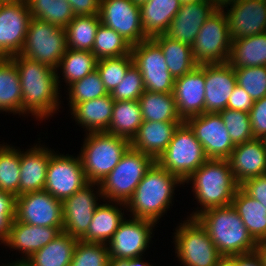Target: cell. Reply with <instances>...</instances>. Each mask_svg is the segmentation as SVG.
<instances>
[{"mask_svg":"<svg viewBox=\"0 0 266 266\" xmlns=\"http://www.w3.org/2000/svg\"><path fill=\"white\" fill-rule=\"evenodd\" d=\"M16 65L22 91V116L32 114L36 119L53 116L59 109L60 75L58 72L21 54L9 57Z\"/></svg>","mask_w":266,"mask_h":266,"instance_id":"obj_1","label":"cell"},{"mask_svg":"<svg viewBox=\"0 0 266 266\" xmlns=\"http://www.w3.org/2000/svg\"><path fill=\"white\" fill-rule=\"evenodd\" d=\"M179 184L184 185L177 176L155 162L126 203V209L132 213L130 215L133 218L146 219L157 224L172 205L175 187L180 186Z\"/></svg>","mask_w":266,"mask_h":266,"instance_id":"obj_2","label":"cell"},{"mask_svg":"<svg viewBox=\"0 0 266 266\" xmlns=\"http://www.w3.org/2000/svg\"><path fill=\"white\" fill-rule=\"evenodd\" d=\"M196 219L207 230L222 256L230 257L256 251L258 243L232 205L207 209Z\"/></svg>","mask_w":266,"mask_h":266,"instance_id":"obj_3","label":"cell"},{"mask_svg":"<svg viewBox=\"0 0 266 266\" xmlns=\"http://www.w3.org/2000/svg\"><path fill=\"white\" fill-rule=\"evenodd\" d=\"M192 183L195 199L200 210L192 212L189 218H196L211 208L231 205L240 185L234 179L228 159H208L185 182Z\"/></svg>","mask_w":266,"mask_h":266,"instance_id":"obj_4","label":"cell"},{"mask_svg":"<svg viewBox=\"0 0 266 266\" xmlns=\"http://www.w3.org/2000/svg\"><path fill=\"white\" fill-rule=\"evenodd\" d=\"M79 154L88 182L100 183L119 163L130 141L106 131L86 133Z\"/></svg>","mask_w":266,"mask_h":266,"instance_id":"obj_5","label":"cell"},{"mask_svg":"<svg viewBox=\"0 0 266 266\" xmlns=\"http://www.w3.org/2000/svg\"><path fill=\"white\" fill-rule=\"evenodd\" d=\"M155 162L149 155L130 146L117 166L99 183L102 199L127 203Z\"/></svg>","mask_w":266,"mask_h":266,"instance_id":"obj_6","label":"cell"},{"mask_svg":"<svg viewBox=\"0 0 266 266\" xmlns=\"http://www.w3.org/2000/svg\"><path fill=\"white\" fill-rule=\"evenodd\" d=\"M207 160L202 144L184 121L156 162L184 183Z\"/></svg>","mask_w":266,"mask_h":266,"instance_id":"obj_7","label":"cell"},{"mask_svg":"<svg viewBox=\"0 0 266 266\" xmlns=\"http://www.w3.org/2000/svg\"><path fill=\"white\" fill-rule=\"evenodd\" d=\"M175 253L183 266H216L223 257L211 241L207 230L196 218H187L177 226Z\"/></svg>","mask_w":266,"mask_h":266,"instance_id":"obj_8","label":"cell"},{"mask_svg":"<svg viewBox=\"0 0 266 266\" xmlns=\"http://www.w3.org/2000/svg\"><path fill=\"white\" fill-rule=\"evenodd\" d=\"M232 40L224 9L218 7L205 21L191 46L197 65L227 63Z\"/></svg>","mask_w":266,"mask_h":266,"instance_id":"obj_9","label":"cell"},{"mask_svg":"<svg viewBox=\"0 0 266 266\" xmlns=\"http://www.w3.org/2000/svg\"><path fill=\"white\" fill-rule=\"evenodd\" d=\"M67 49L64 28L32 18L20 54L57 70Z\"/></svg>","mask_w":266,"mask_h":266,"instance_id":"obj_10","label":"cell"},{"mask_svg":"<svg viewBox=\"0 0 266 266\" xmlns=\"http://www.w3.org/2000/svg\"><path fill=\"white\" fill-rule=\"evenodd\" d=\"M134 65L139 69L147 91L173 93L175 79L170 74L161 47L148 38L131 46Z\"/></svg>","mask_w":266,"mask_h":266,"instance_id":"obj_11","label":"cell"},{"mask_svg":"<svg viewBox=\"0 0 266 266\" xmlns=\"http://www.w3.org/2000/svg\"><path fill=\"white\" fill-rule=\"evenodd\" d=\"M88 183L79 155L65 156L54 151L47 166L45 191L63 202Z\"/></svg>","mask_w":266,"mask_h":266,"instance_id":"obj_12","label":"cell"},{"mask_svg":"<svg viewBox=\"0 0 266 266\" xmlns=\"http://www.w3.org/2000/svg\"><path fill=\"white\" fill-rule=\"evenodd\" d=\"M15 220L44 227H63L62 202L42 190L15 199Z\"/></svg>","mask_w":266,"mask_h":266,"instance_id":"obj_13","label":"cell"},{"mask_svg":"<svg viewBox=\"0 0 266 266\" xmlns=\"http://www.w3.org/2000/svg\"><path fill=\"white\" fill-rule=\"evenodd\" d=\"M101 24L115 30L131 46L148 39L141 26L140 6L132 0H101Z\"/></svg>","mask_w":266,"mask_h":266,"instance_id":"obj_14","label":"cell"},{"mask_svg":"<svg viewBox=\"0 0 266 266\" xmlns=\"http://www.w3.org/2000/svg\"><path fill=\"white\" fill-rule=\"evenodd\" d=\"M156 223L146 219H124L107 243L110 259H132L143 256Z\"/></svg>","mask_w":266,"mask_h":266,"instance_id":"obj_15","label":"cell"},{"mask_svg":"<svg viewBox=\"0 0 266 266\" xmlns=\"http://www.w3.org/2000/svg\"><path fill=\"white\" fill-rule=\"evenodd\" d=\"M208 159H228L236 146L219 113H202L185 121Z\"/></svg>","mask_w":266,"mask_h":266,"instance_id":"obj_16","label":"cell"},{"mask_svg":"<svg viewBox=\"0 0 266 266\" xmlns=\"http://www.w3.org/2000/svg\"><path fill=\"white\" fill-rule=\"evenodd\" d=\"M95 186H97V188H95ZM94 188L97 189V192L93 190ZM94 192H96V194ZM98 197L102 198L99 183L89 182L72 196L65 199L62 202V231L80 240L87 233L94 211L99 205V203H97Z\"/></svg>","mask_w":266,"mask_h":266,"instance_id":"obj_17","label":"cell"},{"mask_svg":"<svg viewBox=\"0 0 266 266\" xmlns=\"http://www.w3.org/2000/svg\"><path fill=\"white\" fill-rule=\"evenodd\" d=\"M31 19L26 0L0 4V58L20 54Z\"/></svg>","mask_w":266,"mask_h":266,"instance_id":"obj_18","label":"cell"},{"mask_svg":"<svg viewBox=\"0 0 266 266\" xmlns=\"http://www.w3.org/2000/svg\"><path fill=\"white\" fill-rule=\"evenodd\" d=\"M230 6V8H227ZM225 15L231 40L245 38L266 32V1L236 0L228 2ZM230 9V10H229Z\"/></svg>","mask_w":266,"mask_h":266,"instance_id":"obj_19","label":"cell"},{"mask_svg":"<svg viewBox=\"0 0 266 266\" xmlns=\"http://www.w3.org/2000/svg\"><path fill=\"white\" fill-rule=\"evenodd\" d=\"M173 96L183 121L205 113V64L197 65L191 72L176 78Z\"/></svg>","mask_w":266,"mask_h":266,"instance_id":"obj_20","label":"cell"},{"mask_svg":"<svg viewBox=\"0 0 266 266\" xmlns=\"http://www.w3.org/2000/svg\"><path fill=\"white\" fill-rule=\"evenodd\" d=\"M217 8L214 0L181 4L164 35L192 46L200 28Z\"/></svg>","mask_w":266,"mask_h":266,"instance_id":"obj_21","label":"cell"},{"mask_svg":"<svg viewBox=\"0 0 266 266\" xmlns=\"http://www.w3.org/2000/svg\"><path fill=\"white\" fill-rule=\"evenodd\" d=\"M234 68L227 63L205 64V113H219L236 86Z\"/></svg>","mask_w":266,"mask_h":266,"instance_id":"obj_22","label":"cell"},{"mask_svg":"<svg viewBox=\"0 0 266 266\" xmlns=\"http://www.w3.org/2000/svg\"><path fill=\"white\" fill-rule=\"evenodd\" d=\"M236 182L240 185L246 179L266 174V148L263 140L237 144L228 158Z\"/></svg>","mask_w":266,"mask_h":266,"instance_id":"obj_23","label":"cell"},{"mask_svg":"<svg viewBox=\"0 0 266 266\" xmlns=\"http://www.w3.org/2000/svg\"><path fill=\"white\" fill-rule=\"evenodd\" d=\"M63 227H44L16 221L11 223L10 233L5 246L22 251L20 260H28L35 252L54 240Z\"/></svg>","mask_w":266,"mask_h":266,"instance_id":"obj_24","label":"cell"},{"mask_svg":"<svg viewBox=\"0 0 266 266\" xmlns=\"http://www.w3.org/2000/svg\"><path fill=\"white\" fill-rule=\"evenodd\" d=\"M23 152L20 150L19 195L44 190L47 166L54 150L36 144Z\"/></svg>","mask_w":266,"mask_h":266,"instance_id":"obj_25","label":"cell"},{"mask_svg":"<svg viewBox=\"0 0 266 266\" xmlns=\"http://www.w3.org/2000/svg\"><path fill=\"white\" fill-rule=\"evenodd\" d=\"M181 123L183 122L143 121L130 145L157 161Z\"/></svg>","mask_w":266,"mask_h":266,"instance_id":"obj_26","label":"cell"},{"mask_svg":"<svg viewBox=\"0 0 266 266\" xmlns=\"http://www.w3.org/2000/svg\"><path fill=\"white\" fill-rule=\"evenodd\" d=\"M121 207L125 209L126 203L109 201L108 204H99L94 211L87 233L80 240L107 244L112 239L121 222L125 219L124 211L122 213L123 209Z\"/></svg>","mask_w":266,"mask_h":266,"instance_id":"obj_27","label":"cell"},{"mask_svg":"<svg viewBox=\"0 0 266 266\" xmlns=\"http://www.w3.org/2000/svg\"><path fill=\"white\" fill-rule=\"evenodd\" d=\"M114 100L110 93L106 96L76 104L71 109L74 120L87 133L107 131L112 118Z\"/></svg>","mask_w":266,"mask_h":266,"instance_id":"obj_28","label":"cell"},{"mask_svg":"<svg viewBox=\"0 0 266 266\" xmlns=\"http://www.w3.org/2000/svg\"><path fill=\"white\" fill-rule=\"evenodd\" d=\"M139 6L144 34L153 38L166 32L181 3L179 0H149Z\"/></svg>","mask_w":266,"mask_h":266,"instance_id":"obj_29","label":"cell"},{"mask_svg":"<svg viewBox=\"0 0 266 266\" xmlns=\"http://www.w3.org/2000/svg\"><path fill=\"white\" fill-rule=\"evenodd\" d=\"M231 205L241 217L252 238L257 243L266 241V208L263 204L239 187Z\"/></svg>","mask_w":266,"mask_h":266,"instance_id":"obj_30","label":"cell"},{"mask_svg":"<svg viewBox=\"0 0 266 266\" xmlns=\"http://www.w3.org/2000/svg\"><path fill=\"white\" fill-rule=\"evenodd\" d=\"M228 63L234 69L266 66V32L232 40Z\"/></svg>","mask_w":266,"mask_h":266,"instance_id":"obj_31","label":"cell"},{"mask_svg":"<svg viewBox=\"0 0 266 266\" xmlns=\"http://www.w3.org/2000/svg\"><path fill=\"white\" fill-rule=\"evenodd\" d=\"M0 111L22 114L19 72L10 58H0Z\"/></svg>","mask_w":266,"mask_h":266,"instance_id":"obj_32","label":"cell"},{"mask_svg":"<svg viewBox=\"0 0 266 266\" xmlns=\"http://www.w3.org/2000/svg\"><path fill=\"white\" fill-rule=\"evenodd\" d=\"M143 122L138 100L114 101L110 126L106 132L131 141Z\"/></svg>","mask_w":266,"mask_h":266,"instance_id":"obj_33","label":"cell"},{"mask_svg":"<svg viewBox=\"0 0 266 266\" xmlns=\"http://www.w3.org/2000/svg\"><path fill=\"white\" fill-rule=\"evenodd\" d=\"M77 242L78 239L62 231L27 261L32 266H69Z\"/></svg>","mask_w":266,"mask_h":266,"instance_id":"obj_34","label":"cell"},{"mask_svg":"<svg viewBox=\"0 0 266 266\" xmlns=\"http://www.w3.org/2000/svg\"><path fill=\"white\" fill-rule=\"evenodd\" d=\"M138 101L143 121L184 122L178 114L173 93H157L145 90Z\"/></svg>","mask_w":266,"mask_h":266,"instance_id":"obj_35","label":"cell"},{"mask_svg":"<svg viewBox=\"0 0 266 266\" xmlns=\"http://www.w3.org/2000/svg\"><path fill=\"white\" fill-rule=\"evenodd\" d=\"M163 52L168 70L174 79L191 72L197 64L191 46L166 37L164 34L152 38Z\"/></svg>","mask_w":266,"mask_h":266,"instance_id":"obj_36","label":"cell"},{"mask_svg":"<svg viewBox=\"0 0 266 266\" xmlns=\"http://www.w3.org/2000/svg\"><path fill=\"white\" fill-rule=\"evenodd\" d=\"M101 24L99 15L74 16L64 28L67 48L81 51H92L96 32Z\"/></svg>","mask_w":266,"mask_h":266,"instance_id":"obj_37","label":"cell"},{"mask_svg":"<svg viewBox=\"0 0 266 266\" xmlns=\"http://www.w3.org/2000/svg\"><path fill=\"white\" fill-rule=\"evenodd\" d=\"M30 15L60 28H65L74 18L68 0H26Z\"/></svg>","mask_w":266,"mask_h":266,"instance_id":"obj_38","label":"cell"},{"mask_svg":"<svg viewBox=\"0 0 266 266\" xmlns=\"http://www.w3.org/2000/svg\"><path fill=\"white\" fill-rule=\"evenodd\" d=\"M98 59L91 51L73 50L68 48L62 57L58 69L62 71V79L69 86L96 70ZM60 67V68H59Z\"/></svg>","mask_w":266,"mask_h":266,"instance_id":"obj_39","label":"cell"},{"mask_svg":"<svg viewBox=\"0 0 266 266\" xmlns=\"http://www.w3.org/2000/svg\"><path fill=\"white\" fill-rule=\"evenodd\" d=\"M20 149L0 144V190L19 196Z\"/></svg>","mask_w":266,"mask_h":266,"instance_id":"obj_40","label":"cell"},{"mask_svg":"<svg viewBox=\"0 0 266 266\" xmlns=\"http://www.w3.org/2000/svg\"><path fill=\"white\" fill-rule=\"evenodd\" d=\"M91 52L98 60L120 57L131 53V45L115 30L100 24Z\"/></svg>","mask_w":266,"mask_h":266,"instance_id":"obj_41","label":"cell"},{"mask_svg":"<svg viewBox=\"0 0 266 266\" xmlns=\"http://www.w3.org/2000/svg\"><path fill=\"white\" fill-rule=\"evenodd\" d=\"M69 95V107L72 109L76 104L100 98L108 95L99 72L94 70L82 79L69 85L67 89Z\"/></svg>","mask_w":266,"mask_h":266,"instance_id":"obj_42","label":"cell"},{"mask_svg":"<svg viewBox=\"0 0 266 266\" xmlns=\"http://www.w3.org/2000/svg\"><path fill=\"white\" fill-rule=\"evenodd\" d=\"M133 64L132 53L97 61L96 69L108 93H111L122 82L127 70Z\"/></svg>","mask_w":266,"mask_h":266,"instance_id":"obj_43","label":"cell"},{"mask_svg":"<svg viewBox=\"0 0 266 266\" xmlns=\"http://www.w3.org/2000/svg\"><path fill=\"white\" fill-rule=\"evenodd\" d=\"M107 244L78 240L69 266H109Z\"/></svg>","mask_w":266,"mask_h":266,"instance_id":"obj_44","label":"cell"},{"mask_svg":"<svg viewBox=\"0 0 266 266\" xmlns=\"http://www.w3.org/2000/svg\"><path fill=\"white\" fill-rule=\"evenodd\" d=\"M232 142L237 145L254 139L248 112L226 108L219 112Z\"/></svg>","mask_w":266,"mask_h":266,"instance_id":"obj_45","label":"cell"},{"mask_svg":"<svg viewBox=\"0 0 266 266\" xmlns=\"http://www.w3.org/2000/svg\"><path fill=\"white\" fill-rule=\"evenodd\" d=\"M234 71L237 85L254 101L266 96V66L236 68Z\"/></svg>","mask_w":266,"mask_h":266,"instance_id":"obj_46","label":"cell"},{"mask_svg":"<svg viewBox=\"0 0 266 266\" xmlns=\"http://www.w3.org/2000/svg\"><path fill=\"white\" fill-rule=\"evenodd\" d=\"M145 92L142 75L133 64L122 82L110 93L114 101L138 100Z\"/></svg>","mask_w":266,"mask_h":266,"instance_id":"obj_47","label":"cell"},{"mask_svg":"<svg viewBox=\"0 0 266 266\" xmlns=\"http://www.w3.org/2000/svg\"><path fill=\"white\" fill-rule=\"evenodd\" d=\"M249 115L253 137L262 139L266 135V96L254 101Z\"/></svg>","mask_w":266,"mask_h":266,"instance_id":"obj_48","label":"cell"},{"mask_svg":"<svg viewBox=\"0 0 266 266\" xmlns=\"http://www.w3.org/2000/svg\"><path fill=\"white\" fill-rule=\"evenodd\" d=\"M240 188L266 208V174L246 179Z\"/></svg>","mask_w":266,"mask_h":266,"instance_id":"obj_49","label":"cell"},{"mask_svg":"<svg viewBox=\"0 0 266 266\" xmlns=\"http://www.w3.org/2000/svg\"><path fill=\"white\" fill-rule=\"evenodd\" d=\"M253 105L254 100L250 97V95L247 94L241 86L236 84L228 99L227 108L249 113Z\"/></svg>","mask_w":266,"mask_h":266,"instance_id":"obj_50","label":"cell"},{"mask_svg":"<svg viewBox=\"0 0 266 266\" xmlns=\"http://www.w3.org/2000/svg\"><path fill=\"white\" fill-rule=\"evenodd\" d=\"M101 0H68L74 16L99 15Z\"/></svg>","mask_w":266,"mask_h":266,"instance_id":"obj_51","label":"cell"},{"mask_svg":"<svg viewBox=\"0 0 266 266\" xmlns=\"http://www.w3.org/2000/svg\"><path fill=\"white\" fill-rule=\"evenodd\" d=\"M235 266H263V261L258 252L255 251L248 254L235 255Z\"/></svg>","mask_w":266,"mask_h":266,"instance_id":"obj_52","label":"cell"},{"mask_svg":"<svg viewBox=\"0 0 266 266\" xmlns=\"http://www.w3.org/2000/svg\"><path fill=\"white\" fill-rule=\"evenodd\" d=\"M15 199L13 194L0 190V214H15Z\"/></svg>","mask_w":266,"mask_h":266,"instance_id":"obj_53","label":"cell"},{"mask_svg":"<svg viewBox=\"0 0 266 266\" xmlns=\"http://www.w3.org/2000/svg\"><path fill=\"white\" fill-rule=\"evenodd\" d=\"M15 219V214H0V241L5 244L9 237L11 223Z\"/></svg>","mask_w":266,"mask_h":266,"instance_id":"obj_54","label":"cell"},{"mask_svg":"<svg viewBox=\"0 0 266 266\" xmlns=\"http://www.w3.org/2000/svg\"><path fill=\"white\" fill-rule=\"evenodd\" d=\"M109 266H153L150 263L144 262L142 256L132 259H110Z\"/></svg>","mask_w":266,"mask_h":266,"instance_id":"obj_55","label":"cell"},{"mask_svg":"<svg viewBox=\"0 0 266 266\" xmlns=\"http://www.w3.org/2000/svg\"><path fill=\"white\" fill-rule=\"evenodd\" d=\"M216 266H235V256H223L217 263Z\"/></svg>","mask_w":266,"mask_h":266,"instance_id":"obj_56","label":"cell"},{"mask_svg":"<svg viewBox=\"0 0 266 266\" xmlns=\"http://www.w3.org/2000/svg\"><path fill=\"white\" fill-rule=\"evenodd\" d=\"M256 251L262 258L263 266H266V241L258 243Z\"/></svg>","mask_w":266,"mask_h":266,"instance_id":"obj_57","label":"cell"},{"mask_svg":"<svg viewBox=\"0 0 266 266\" xmlns=\"http://www.w3.org/2000/svg\"><path fill=\"white\" fill-rule=\"evenodd\" d=\"M5 266H32L27 260H17V261H13V263H8L7 265L5 264Z\"/></svg>","mask_w":266,"mask_h":266,"instance_id":"obj_58","label":"cell"},{"mask_svg":"<svg viewBox=\"0 0 266 266\" xmlns=\"http://www.w3.org/2000/svg\"><path fill=\"white\" fill-rule=\"evenodd\" d=\"M218 7H222L224 6L225 4H227L228 2H233V1H236V0H214Z\"/></svg>","mask_w":266,"mask_h":266,"instance_id":"obj_59","label":"cell"},{"mask_svg":"<svg viewBox=\"0 0 266 266\" xmlns=\"http://www.w3.org/2000/svg\"><path fill=\"white\" fill-rule=\"evenodd\" d=\"M181 4L199 2V1H207V0H179Z\"/></svg>","mask_w":266,"mask_h":266,"instance_id":"obj_60","label":"cell"},{"mask_svg":"<svg viewBox=\"0 0 266 266\" xmlns=\"http://www.w3.org/2000/svg\"><path fill=\"white\" fill-rule=\"evenodd\" d=\"M18 1H23V0H0V4H2V3H13V2H18Z\"/></svg>","mask_w":266,"mask_h":266,"instance_id":"obj_61","label":"cell"},{"mask_svg":"<svg viewBox=\"0 0 266 266\" xmlns=\"http://www.w3.org/2000/svg\"><path fill=\"white\" fill-rule=\"evenodd\" d=\"M132 1H134L136 4H141V3H144V2H146V1H149V0H132Z\"/></svg>","mask_w":266,"mask_h":266,"instance_id":"obj_62","label":"cell"},{"mask_svg":"<svg viewBox=\"0 0 266 266\" xmlns=\"http://www.w3.org/2000/svg\"><path fill=\"white\" fill-rule=\"evenodd\" d=\"M262 140H263L264 146L266 148V135L262 138Z\"/></svg>","mask_w":266,"mask_h":266,"instance_id":"obj_63","label":"cell"}]
</instances>
